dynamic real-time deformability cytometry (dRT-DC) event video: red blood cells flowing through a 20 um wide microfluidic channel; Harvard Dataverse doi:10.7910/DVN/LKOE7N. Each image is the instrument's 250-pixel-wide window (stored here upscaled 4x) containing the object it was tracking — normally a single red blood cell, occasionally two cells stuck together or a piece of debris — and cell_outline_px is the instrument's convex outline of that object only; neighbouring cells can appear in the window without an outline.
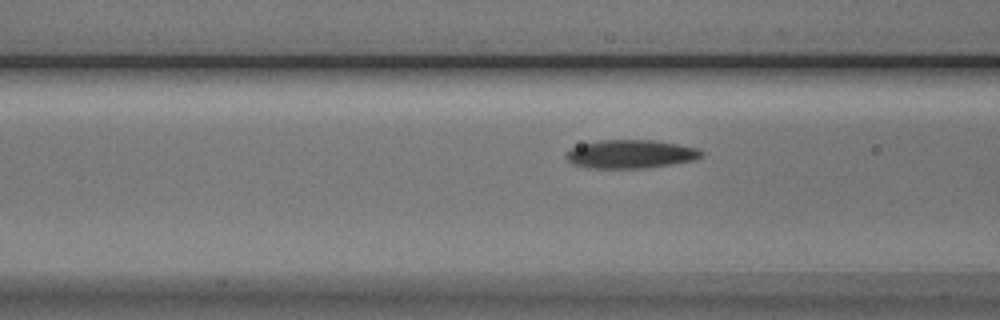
{"species": "Egyptian fruit bat (a non-hibernating species)", "species_latin": "Rousettus aegyptiacus", "temperature_condition": "cold", "stored_images_in_passage": 15, "camera_frame_rate_fps": 3000, "um_per_image_px": 0.085, "animal": {"sex": "male"}, "frame": {"image": 1, "passage_image": 13, "time_ms": 4.0, "image_size_px": [1000, 320], "cell_outline_px": [[704, 152], [696, 160], [644, 168], [588, 168], [572, 164], [564, 156], [572, 148], [580, 144], [600, 140], [652, 140], [676, 144], [696, 148]], "centroid_in_image_um": [53.56, 13.1], "position_along_channel_um": 113.0, "area_um2": 22.31}}